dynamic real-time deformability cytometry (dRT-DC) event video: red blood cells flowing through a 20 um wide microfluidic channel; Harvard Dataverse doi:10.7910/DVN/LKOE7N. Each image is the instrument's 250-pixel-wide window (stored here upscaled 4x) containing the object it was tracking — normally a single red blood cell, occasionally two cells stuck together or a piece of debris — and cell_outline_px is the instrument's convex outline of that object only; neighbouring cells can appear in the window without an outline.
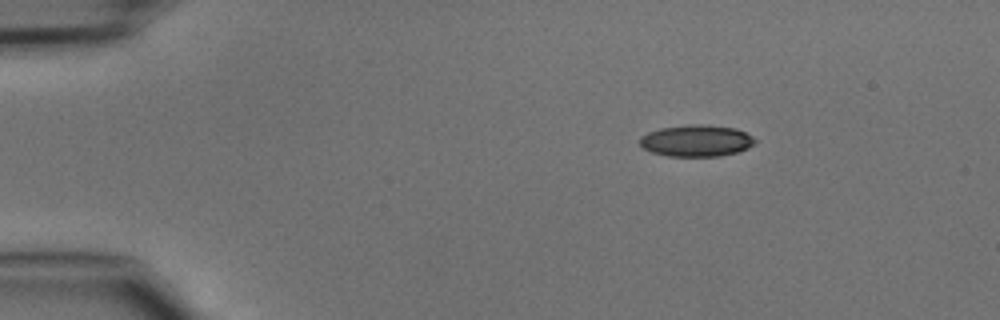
{"species": "common noctule bat (a hibernating species)", "species_latin": "Nyctalus noctula", "temperature_condition": "cold", "stored_images_in_passage": 41, "camera_frame_rate_fps": 3000, "um_per_image_px": 0.085, "animal": {"sex": "male", "body_mass_g": 15.6}, "frame": {"image": 1, "passage_image": 1, "time_ms": 0.0, "image_size_px": [1000, 320], "cell_outline_px": [[756, 140], [748, 148], [736, 152], [720, 156], [668, 156], [652, 152], [644, 148], [640, 144], [640, 136], [648, 132], [660, 128], [692, 124], [704, 124], [736, 128], [752, 136]], "centroid_in_image_um": [59.18, 11.95], "position_along_channel_um": 25.8, "area_um2": 21.15}}
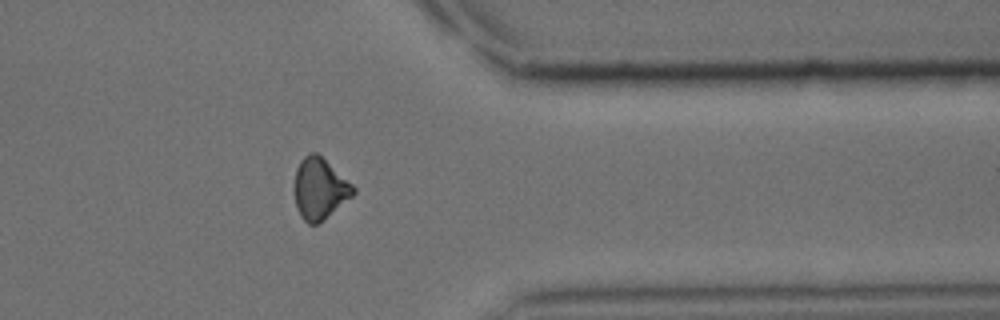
{"frame": {"image": 2, "passage_image": 32, "time_ms": 10.333, "image_size_px": [1000, 320], "cell_outline_px": [[356, 192], [352, 196], [324, 220], [316, 224], [308, 224], [300, 216], [296, 208], [296, 168], [300, 160], [304, 156], [312, 152], [316, 152], [352, 184], [356, 188]], "centroid_in_image_um": [27.18, 16.05], "position_along_channel_um": 384.2, "area_um2": 20.63}}
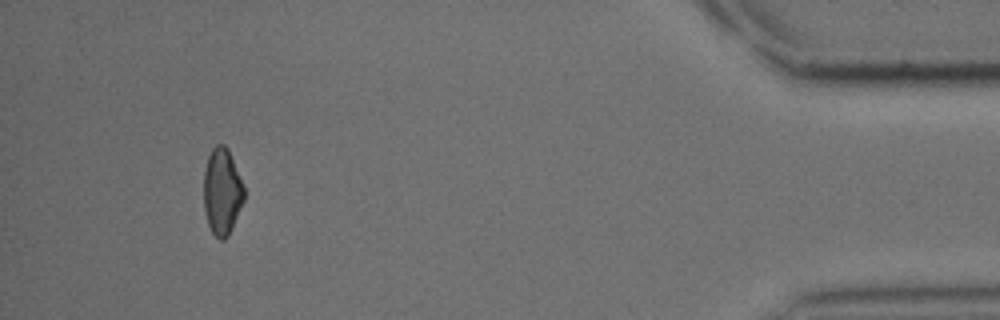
{"frame": {"image": 3, "passage_image": 38, "time_ms": 12.333, "image_size_px": [1000, 320], "cell_outline_px": [[244, 200], [232, 228], [228, 236], [224, 240], [220, 240], [212, 232], [208, 224], [204, 208], [204, 172], [208, 156], [212, 148], [216, 144], [224, 144], [228, 148], [244, 188]], "centroid_in_image_um": [18.87, 16.28], "position_along_channel_um": 416.3, "area_um2": 20.23}}